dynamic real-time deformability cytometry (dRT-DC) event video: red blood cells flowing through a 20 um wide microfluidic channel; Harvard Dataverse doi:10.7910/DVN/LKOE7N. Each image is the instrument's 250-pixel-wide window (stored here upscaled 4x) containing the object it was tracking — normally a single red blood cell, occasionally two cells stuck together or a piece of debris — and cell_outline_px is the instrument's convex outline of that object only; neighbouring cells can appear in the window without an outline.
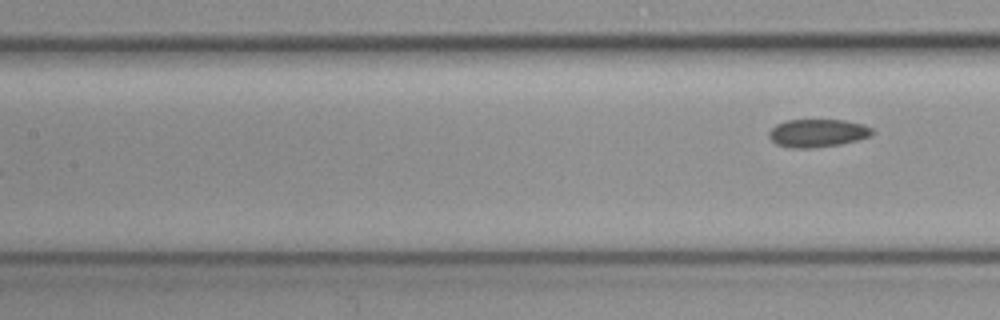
{"species": "common noctule bat (a hibernating species)", "species_latin": "Nyctalus noctula", "temperature_condition": "cold", "stored_images_in_passage": 7, "segment_of_instrument_passage": [2, 2], "camera_frame_rate_fps": 3000, "um_per_image_px": 0.085, "animal": {"sex": "female", "body_mass_g": 19.3, "forearm_length_mm": 54.1}, "frame": {"image": 1, "passage_image": 7, "time_ms": 2.0, "image_size_px": [1000, 320], "cell_outline_px": [[872, 132], [868, 136], [856, 140], [840, 144], [812, 148], [792, 148], [776, 144], [768, 136], [768, 132], [776, 124], [784, 120], [844, 120], [864, 124], [872, 128]], "centroid_in_image_um": [69.45, 11.3], "position_along_channel_um": 138.0, "area_um2": 16.76}}